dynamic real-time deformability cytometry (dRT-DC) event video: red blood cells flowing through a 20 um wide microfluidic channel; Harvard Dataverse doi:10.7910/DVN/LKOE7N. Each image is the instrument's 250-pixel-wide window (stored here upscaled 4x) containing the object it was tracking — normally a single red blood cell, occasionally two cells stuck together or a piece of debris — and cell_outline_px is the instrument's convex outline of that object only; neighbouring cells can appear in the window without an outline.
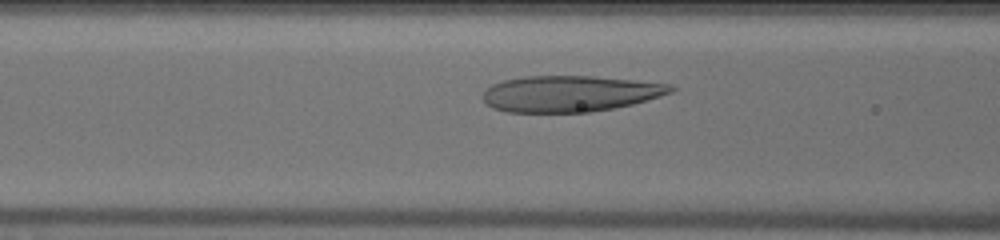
{"species": "human", "species_latin": "Homo sapiens", "temperature_condition": "warm", "stored_images_in_passage": 32, "camera_frame_rate_fps": 3000, "um_per_image_px": 0.085, "donor": {"sex": "male"}, "frame": {"image": 1, "passage_image": 10, "time_ms": 3.0, "image_size_px": [1000, 240], "cell_outline_px": [[676, 88], [672, 92], [660, 96], [632, 104], [616, 108], [588, 112], [508, 112], [492, 108], [480, 96], [492, 84], [504, 80], [524, 76], [592, 76], [672, 84]], "centroid_in_image_um": [48.44, 7.96], "position_along_channel_um": 118.2, "area_um2": 39.54}}
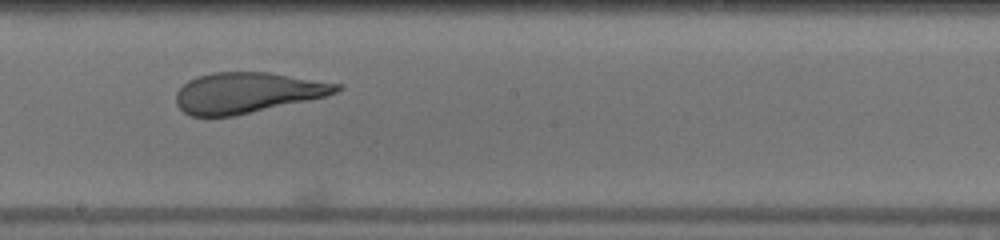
{"frame": {"image": 2, "passage_image": 18, "time_ms": 5.667, "image_size_px": [1000, 240], "cell_outline_px": [[344, 88], [336, 92], [324, 96], [308, 100], [232, 116], [192, 116], [184, 112], [176, 104], [176, 92], [188, 80], [196, 76], [212, 72], [268, 72], [344, 84]], "centroid_in_image_um": [21.01, 7.86], "position_along_channel_um": 227.2, "area_um2": 37.86}}
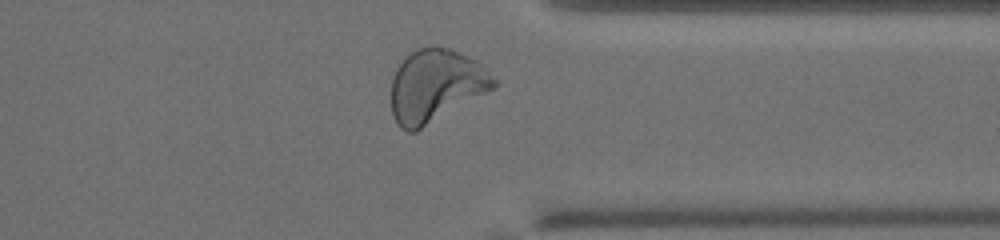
{"frame": {"image": 3, "passage_image": 29, "time_ms": 9.333, "image_size_px": [1000, 240], "cell_outline_px": [[500, 84], [496, 88], [416, 132], [408, 132], [400, 128], [392, 116], [392, 80], [396, 68], [416, 48], [432, 44], [436, 44], [448, 48], [476, 60]], "centroid_in_image_um": [37.05, 7.3], "position_along_channel_um": 374.4, "area_um2": 43.75}, "authors_computed_cell_mechanics": {"area_um2": 39.4196, "velocity_mm_per_s": 4.0976, "shape_relaxation_time_tau1_ms": null, "shape_relaxation_time_tau2_ms": 1.0224, "deformation_change_tau1": null, "deformation_change_tau2": 0.0842}}